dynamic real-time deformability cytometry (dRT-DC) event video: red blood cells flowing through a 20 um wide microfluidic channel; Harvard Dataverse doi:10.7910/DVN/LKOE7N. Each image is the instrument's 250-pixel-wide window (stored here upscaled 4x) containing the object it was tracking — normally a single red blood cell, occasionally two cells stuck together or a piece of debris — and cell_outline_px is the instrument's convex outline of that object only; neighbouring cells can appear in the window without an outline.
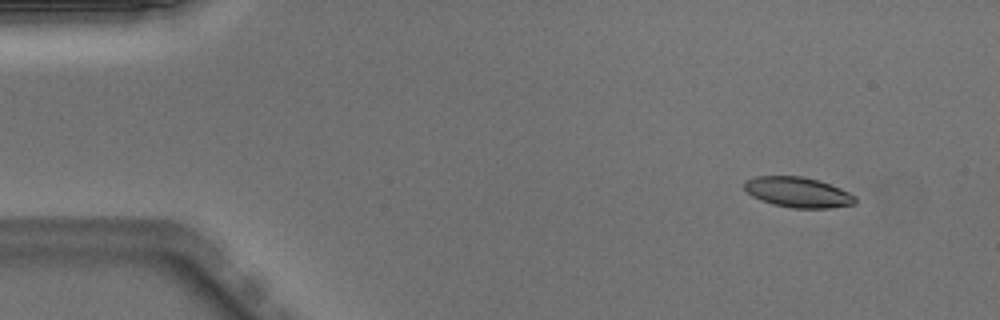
{"species": "Egyptian fruit bat (a non-hibernating species)", "species_latin": "Rousettus aegyptiacus", "temperature_condition": "warm", "stored_images_in_passage": 33, "camera_frame_rate_fps": 3000, "um_per_image_px": 0.085, "animal": {"sex": "male"}, "frame": {"image": 1, "passage_image": 2, "time_ms": 0.333, "image_size_px": [1000, 320], "cell_outline_px": [[856, 204], [828, 208], [792, 208], [772, 204], [760, 200], [752, 196], [744, 188], [744, 180], [756, 176], [804, 176], [820, 180], [840, 188], [856, 196]], "centroid_in_image_um": [67.82, 16.33], "position_along_channel_um": 17.2, "area_um2": 19.77}}
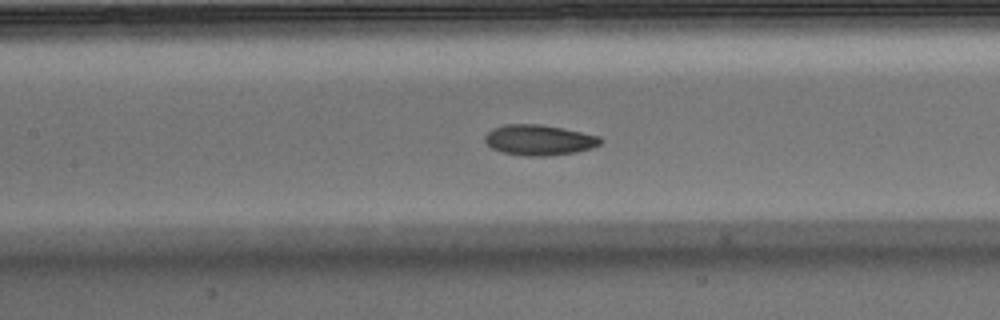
{"frame": {"image": 2, "passage_image": 20, "time_ms": 6.333, "image_size_px": [1000, 320], "cell_outline_px": [[604, 140], [600, 144], [592, 148], [576, 152], [548, 156], [524, 156], [504, 152], [492, 148], [484, 140], [484, 136], [492, 128], [504, 124], [540, 124], [564, 128], [600, 136]], "centroid_in_image_um": [45.84, 11.89], "position_along_channel_um": 161.6, "area_um2": 20.69}}
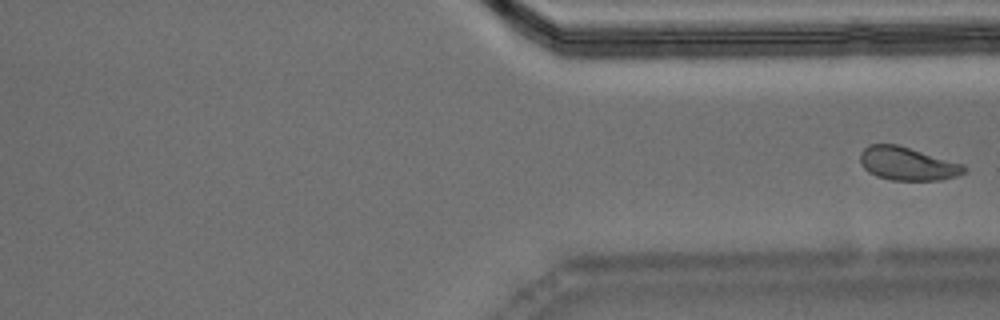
{"frame": {"image": 3, "passage_image": 33, "time_ms": 10.667, "image_size_px": [1000, 320], "cell_outline_px": [[968, 168], [964, 172], [956, 176], [940, 180], [892, 180], [876, 176], [868, 172], [860, 164], [860, 152], [868, 144], [896, 144], [964, 164]], "centroid_in_image_um": [77.11, 13.91], "position_along_channel_um": 334.3, "area_um2": 20.17}}